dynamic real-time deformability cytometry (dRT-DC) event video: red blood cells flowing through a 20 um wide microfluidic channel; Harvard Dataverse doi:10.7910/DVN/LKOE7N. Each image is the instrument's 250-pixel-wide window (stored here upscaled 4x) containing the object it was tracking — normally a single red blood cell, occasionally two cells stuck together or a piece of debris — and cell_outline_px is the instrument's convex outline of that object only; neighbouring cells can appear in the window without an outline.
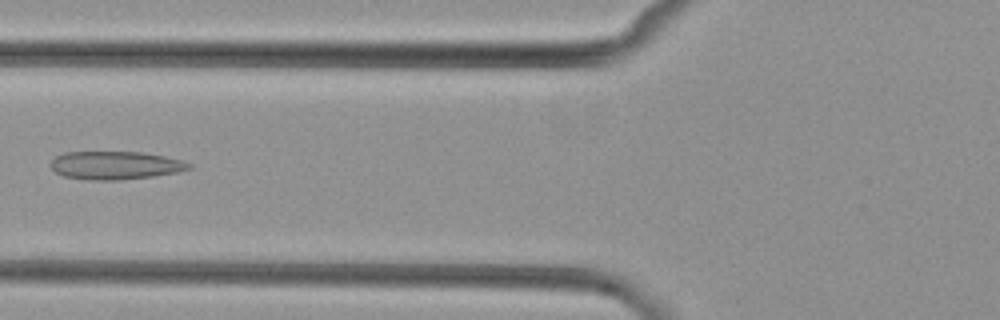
{"species": "common noctule bat (a hibernating species)", "species_latin": "Nyctalus noctula", "temperature_condition": "cold", "stored_images_in_passage": 5, "camera_frame_rate_fps": 3000, "um_per_image_px": 0.085, "animal": {"sex": "female", "body_mass_g": 29.2, "forearm_length_mm": 56.3}, "frame": {"image": 1, "passage_image": 5, "time_ms": 5.0, "image_size_px": [1000, 320], "cell_outline_px": [[192, 168], [176, 172], [152, 176], [120, 180], [88, 180], [64, 176], [56, 172], [52, 168], [52, 160], [56, 156], [64, 152], [140, 152], [164, 156], [180, 160], [192, 164]], "centroid_in_image_um": [9.8, 14.05], "position_along_channel_um": 116.0, "area_um2": 22.48}}